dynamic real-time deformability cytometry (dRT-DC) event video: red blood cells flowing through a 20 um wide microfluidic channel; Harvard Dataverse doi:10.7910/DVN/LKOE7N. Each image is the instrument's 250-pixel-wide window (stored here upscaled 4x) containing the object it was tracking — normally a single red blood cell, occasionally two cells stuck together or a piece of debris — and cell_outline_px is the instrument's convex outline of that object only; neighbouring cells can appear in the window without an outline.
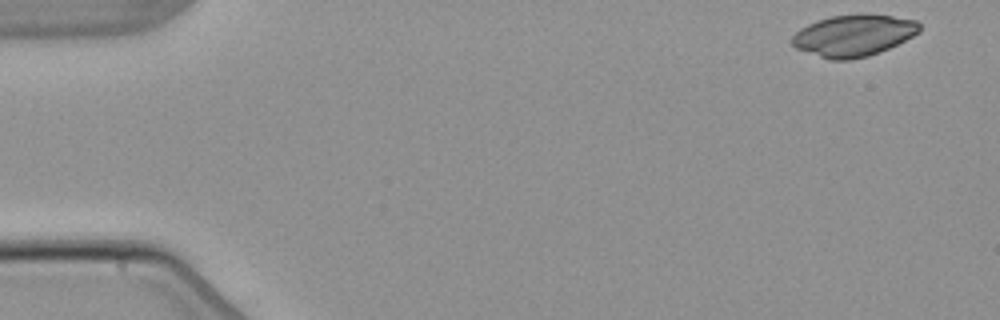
{"species": "common noctule bat (a hibernating species)", "species_latin": "Nyctalus noctula", "temperature_condition": "warm", "stored_images_in_passage": 5, "camera_frame_rate_fps": 3000, "um_per_image_px": 0.085, "animal": {"sex": "male", "body_mass_g": 21.5, "forearm_length_mm": 52.0}, "frame": {"image": 1, "passage_image": 1, "time_ms": 0.0, "image_size_px": [1000, 320], "cell_outline_px": [[920, 32], [880, 52], [868, 56], [848, 60], [828, 60], [796, 48], [792, 44], [792, 36], [800, 28], [816, 20], [832, 16], [860, 12], [892, 16], [916, 20], [920, 24]], "centroid_in_image_um": [72.54, 3.0], "position_along_channel_um": 12.5, "area_um2": 31.15}}
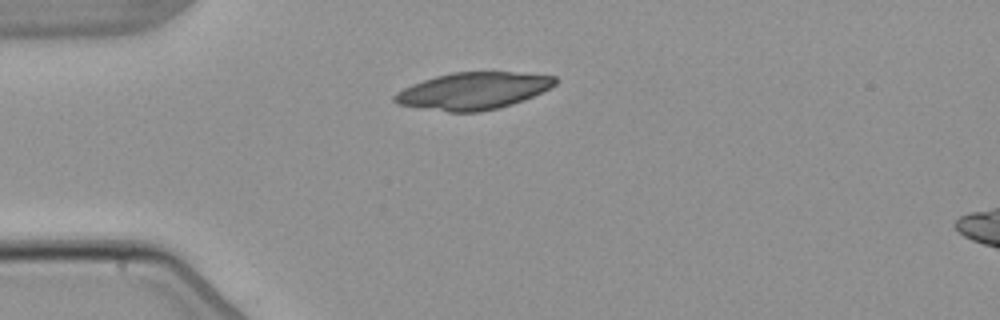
{"frame": {"image": 2, "passage_image": 4, "time_ms": 3.667, "image_size_px": [1000, 320], "cell_outline_px": [[556, 84], [524, 100], [512, 104], [480, 112], [448, 112], [396, 104], [392, 100], [392, 96], [396, 92], [412, 84], [436, 76], [452, 72], [512, 72], [556, 76]], "centroid_in_image_um": [40.18, 7.73], "position_along_channel_um": 44.8, "area_um2": 34.45}}